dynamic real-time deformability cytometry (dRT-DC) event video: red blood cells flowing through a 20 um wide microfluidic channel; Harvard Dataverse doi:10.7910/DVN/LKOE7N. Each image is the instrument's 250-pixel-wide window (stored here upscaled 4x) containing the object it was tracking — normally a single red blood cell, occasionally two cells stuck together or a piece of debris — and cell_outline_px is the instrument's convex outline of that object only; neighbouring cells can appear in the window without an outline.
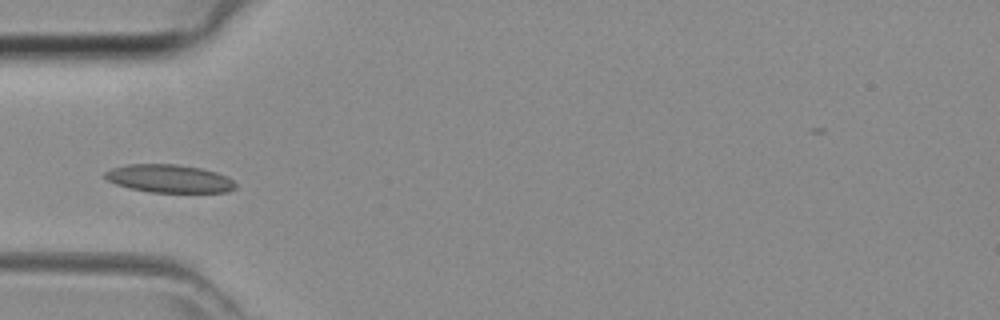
{"species": "common noctule bat (a hibernating species)", "species_latin": "Nyctalus noctula", "temperature_condition": "room temperature", "stored_images_in_passage": 45, "camera_frame_rate_fps": 3000, "um_per_image_px": 0.085, "animal": {"sex": "female", "body_mass_g": 29.2, "forearm_length_mm": 56.3}, "frame": {"image": 1, "passage_image": 14, "time_ms": 4.333, "image_size_px": [1000, 320], "cell_outline_px": [[236, 188], [228, 192], [148, 192], [128, 188], [116, 184], [108, 180], [104, 176], [104, 172], [112, 168], [128, 164], [176, 164], [200, 168], [216, 172], [228, 176], [236, 184]], "centroid_in_image_um": [14.39, 15.18], "position_along_channel_um": 70.6, "area_um2": 21.39}}
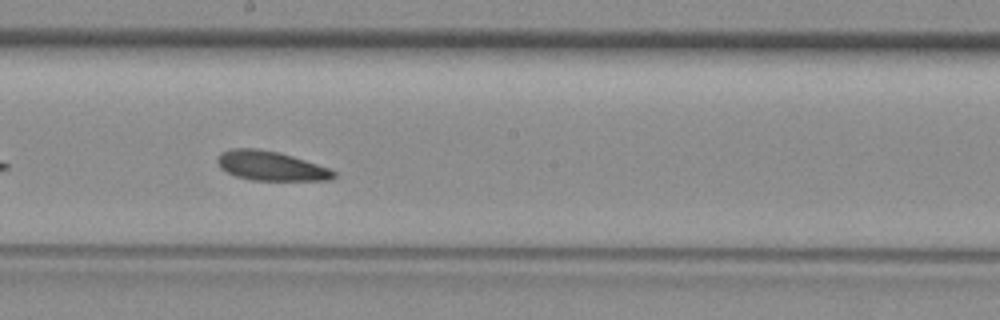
{"frame": {"image": 2, "passage_image": 24, "time_ms": 7.667, "image_size_px": [1000, 320], "cell_outline_px": [[336, 176], [332, 180], [252, 180], [236, 176], [220, 168], [216, 160], [220, 152], [232, 148], [256, 148], [276, 152], [292, 156], [328, 168], [336, 172]], "centroid_in_image_um": [22.99, 14.1], "position_along_channel_um": 225.2, "area_um2": 19.77}}
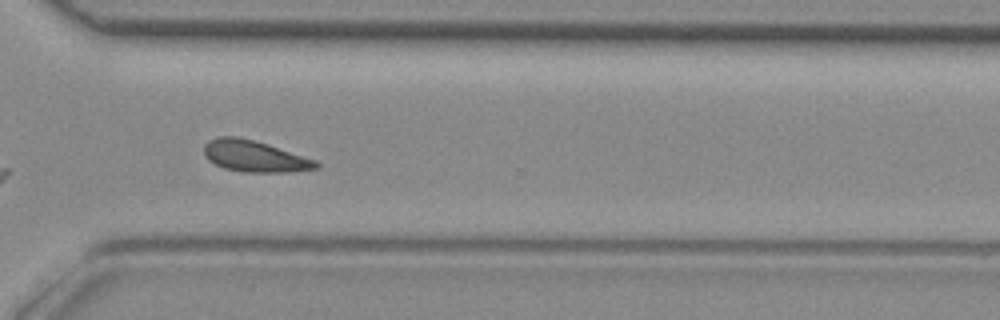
{"frame": {"image": 3, "passage_image": 32, "time_ms": 10.333, "image_size_px": [1000, 320], "cell_outline_px": [[320, 168], [288, 172], [244, 172], [224, 168], [208, 160], [204, 156], [204, 144], [208, 140], [216, 136], [236, 136], [268, 144], [316, 160], [320, 164]], "centroid_in_image_um": [21.62, 13.27], "position_along_channel_um": 349.0, "area_um2": 20.58}}